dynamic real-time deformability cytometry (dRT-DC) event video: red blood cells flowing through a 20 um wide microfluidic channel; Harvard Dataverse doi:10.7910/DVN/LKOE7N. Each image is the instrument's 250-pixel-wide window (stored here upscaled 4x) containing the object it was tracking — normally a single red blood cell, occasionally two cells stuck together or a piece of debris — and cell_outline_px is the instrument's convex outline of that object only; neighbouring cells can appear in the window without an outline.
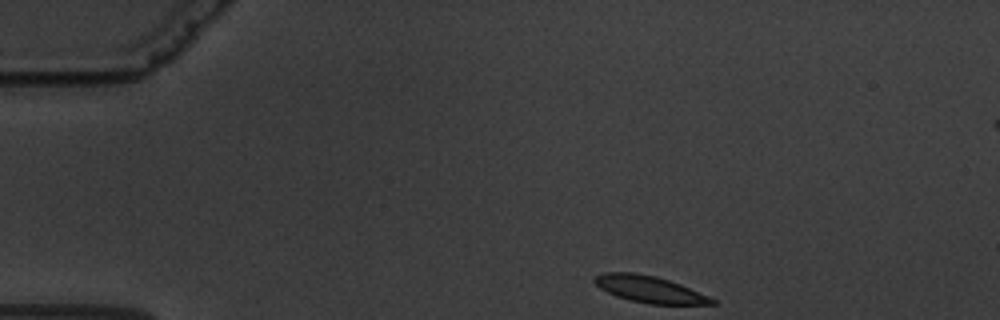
{"species": "common noctule bat (a hibernating species)", "species_latin": "Nyctalus noctula", "temperature_condition": "warm", "stored_images_in_passage": 8, "camera_frame_rate_fps": 3000, "um_per_image_px": 0.085, "animal": {"sex": "male", "body_mass_g": 19.5, "forearm_length_mm": 54.6}, "frame": {"image": 1, "passage_image": 1, "time_ms": 0.0, "image_size_px": [1000, 320], "cell_outline_px": [[716, 304], [648, 304], [628, 300], [616, 296], [600, 288], [592, 280], [596, 276], [604, 272], [636, 272], [656, 276], [680, 284], [708, 296], [716, 300]], "centroid_in_image_um": [55.18, 24.58], "position_along_channel_um": 29.8, "area_um2": 18.21}}